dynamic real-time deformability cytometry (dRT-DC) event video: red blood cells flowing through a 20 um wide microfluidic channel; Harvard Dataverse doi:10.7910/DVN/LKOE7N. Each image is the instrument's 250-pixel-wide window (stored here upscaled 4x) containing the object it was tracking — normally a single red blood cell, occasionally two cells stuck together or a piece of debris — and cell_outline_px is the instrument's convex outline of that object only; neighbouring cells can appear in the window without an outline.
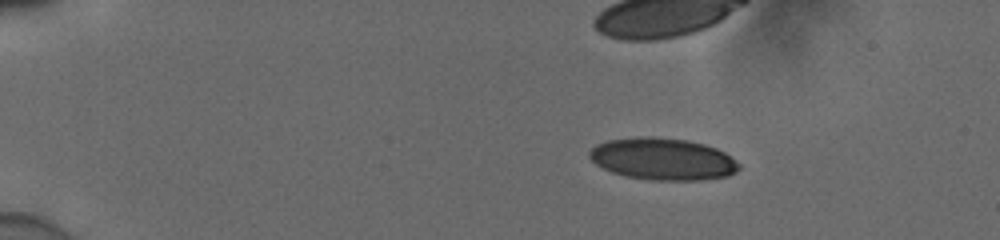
{"species": "human", "species_latin": "Homo sapiens", "temperature_condition": "cold", "stored_images_in_passage": 34, "camera_frame_rate_fps": 3000, "um_per_image_px": 0.085, "donor": {"sex": "male"}, "frame": {"image": 1, "passage_image": 1, "time_ms": 0.0, "image_size_px": [1000, 240], "cell_outline_px": [[740, 168], [736, 172], [728, 176], [700, 180], [648, 180], [624, 176], [612, 172], [596, 164], [588, 156], [588, 152], [596, 144], [608, 140], [640, 136], [652, 136], [684, 140], [704, 144], [716, 148], [724, 152], [740, 164]], "centroid_in_image_um": [56.32, 13.52], "position_along_channel_um": 28.7, "area_um2": 36.65}}